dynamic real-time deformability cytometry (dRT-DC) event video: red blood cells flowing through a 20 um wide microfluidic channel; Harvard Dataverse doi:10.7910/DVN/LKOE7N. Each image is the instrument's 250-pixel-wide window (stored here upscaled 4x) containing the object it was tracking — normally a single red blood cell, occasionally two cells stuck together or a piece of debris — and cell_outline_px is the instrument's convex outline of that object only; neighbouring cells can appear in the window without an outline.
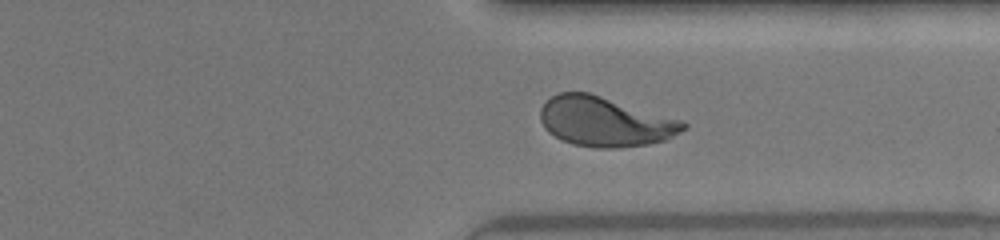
{"species": "human", "species_latin": "Homo sapiens", "temperature_condition": "warm", "stored_images_in_passage": 51, "camera_frame_rate_fps": 3000, "um_per_image_px": 0.085, "donor": {"sex": "female"}, "frame": {"image": 1, "passage_image": 34, "time_ms": 6.667, "image_size_px": [1000, 240], "cell_outline_px": [[688, 128], [664, 140], [648, 144], [620, 148], [596, 148], [572, 144], [560, 140], [548, 132], [544, 128], [540, 120], [540, 108], [552, 96], [560, 92], [588, 92], [680, 120], [688, 124]], "centroid_in_image_um": [51.38, 10.35], "position_along_channel_um": 360.0, "area_um2": 41.21}}
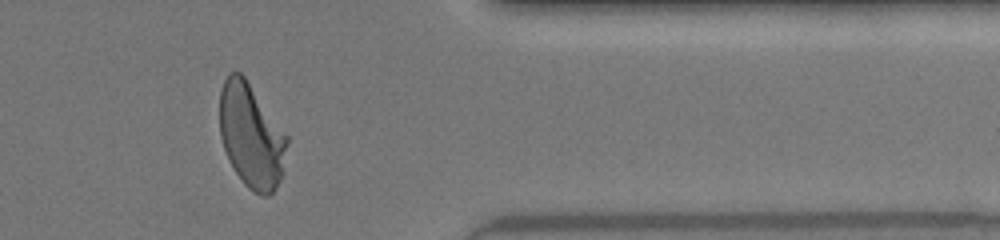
{"frame": {"image": 2, "passage_image": 39, "time_ms": 7.667, "image_size_px": [1000, 240], "cell_outline_px": [[288, 144], [284, 172], [276, 188], [268, 196], [260, 196], [252, 192], [244, 184], [236, 172], [224, 148], [220, 136], [220, 92], [224, 80], [228, 72], [240, 72], [244, 76], [288, 136]], "centroid_in_image_um": [21.38, 11.56], "position_along_channel_um": 390.0, "area_um2": 40.98}}
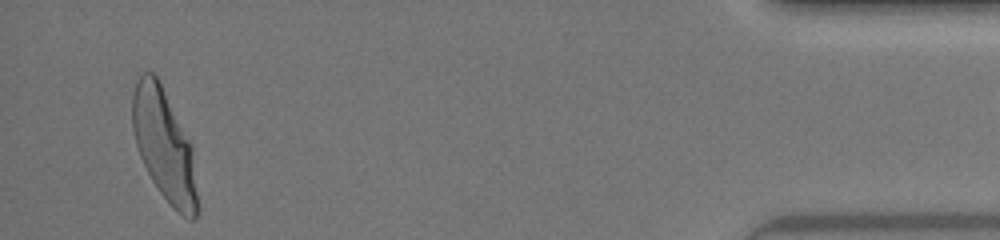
{"frame": {"image": 3, "passage_image": 49, "time_ms": 9.667, "image_size_px": [1000, 240], "cell_outline_px": [[196, 220], [192, 220], [184, 216], [160, 192], [152, 180], [140, 156], [136, 144], [132, 128], [132, 96], [136, 80], [140, 72], [152, 72], [160, 80], [192, 144], [196, 192]], "centroid_in_image_um": [13.93, 12.24], "position_along_channel_um": 421.3, "area_um2": 41.79}}